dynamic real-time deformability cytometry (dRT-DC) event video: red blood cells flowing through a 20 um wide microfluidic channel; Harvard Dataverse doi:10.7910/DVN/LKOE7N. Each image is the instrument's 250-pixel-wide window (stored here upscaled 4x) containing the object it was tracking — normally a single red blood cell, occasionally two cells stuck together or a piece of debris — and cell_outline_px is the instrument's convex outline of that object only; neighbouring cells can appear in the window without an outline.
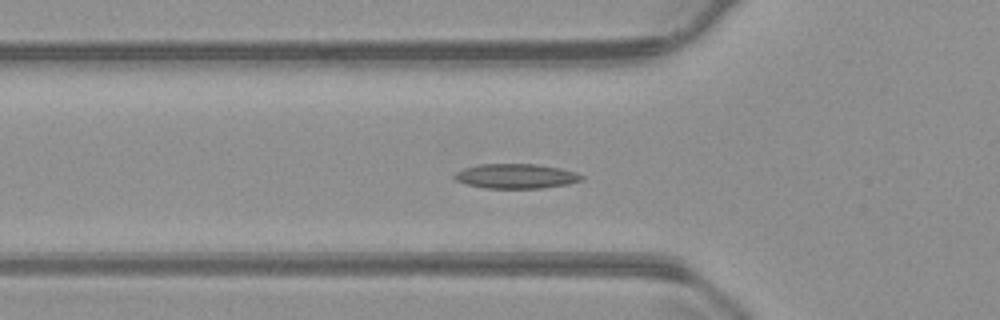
{"species": "common noctule bat (a hibernating species)", "species_latin": "Nyctalus noctula", "temperature_condition": "warm", "stored_images_in_passage": 55, "camera_frame_rate_fps": 3000, "um_per_image_px": 0.085, "animal": {"sex": "male", "body_mass_g": 23.1, "forearm_length_mm": 52.7}, "frame": {"image": 1, "passage_image": 17, "time_ms": 5.333, "image_size_px": [1000, 320], "cell_outline_px": [[584, 180], [568, 184], [540, 188], [488, 188], [468, 184], [456, 180], [452, 176], [456, 172], [464, 168], [480, 164], [536, 164], [560, 168], [576, 172], [584, 176]], "centroid_in_image_um": [43.89, 14.97], "position_along_channel_um": 81.9, "area_um2": 18.21}}
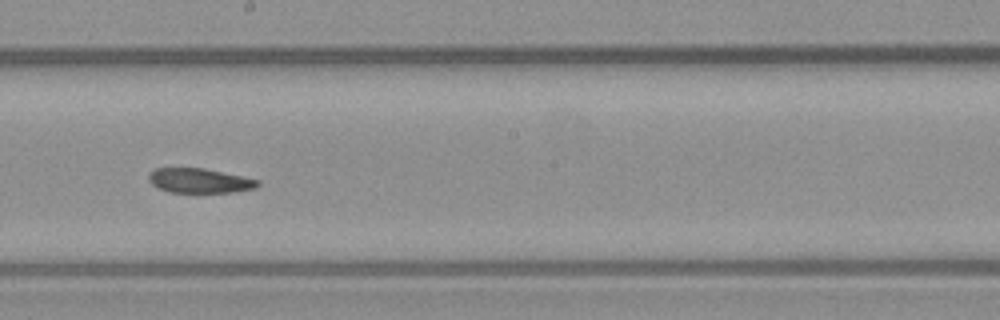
{"frame": {"image": 2, "passage_image": 29, "time_ms": 9.333, "image_size_px": [1000, 320], "cell_outline_px": [[260, 184], [256, 188], [232, 192], [168, 192], [152, 184], [148, 180], [148, 176], [156, 168], [204, 168], [244, 176], [260, 180]], "centroid_in_image_um": [17.0, 15.35], "position_along_channel_um": 231.2, "area_um2": 15.61}}
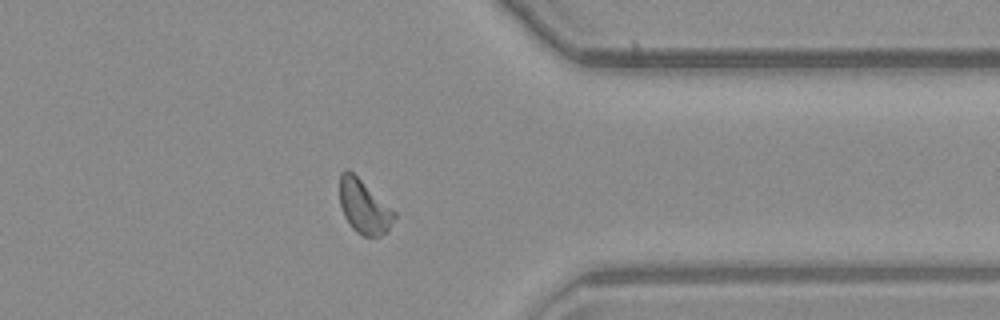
{"frame": {"image": 3, "passage_image": 42, "time_ms": 13.667, "image_size_px": [1000, 320], "cell_outline_px": [[396, 216], [388, 232], [380, 236], [364, 236], [356, 232], [352, 228], [344, 216], [340, 204], [340, 172], [344, 168], [348, 168], [396, 212]], "centroid_in_image_um": [30.94, 17.57], "position_along_channel_um": 380.5, "area_um2": 17.17}, "authors_computed_cell_mechanics": {"area_um2": 17.34, "velocity_mm_per_s": 3.7125, "shape_relaxation_time_tau1_ms": null, "shape_relaxation_time_tau2_ms": 10.0064, "deformation_change_tau1": null, "deformation_change_tau2": 0.1425}}